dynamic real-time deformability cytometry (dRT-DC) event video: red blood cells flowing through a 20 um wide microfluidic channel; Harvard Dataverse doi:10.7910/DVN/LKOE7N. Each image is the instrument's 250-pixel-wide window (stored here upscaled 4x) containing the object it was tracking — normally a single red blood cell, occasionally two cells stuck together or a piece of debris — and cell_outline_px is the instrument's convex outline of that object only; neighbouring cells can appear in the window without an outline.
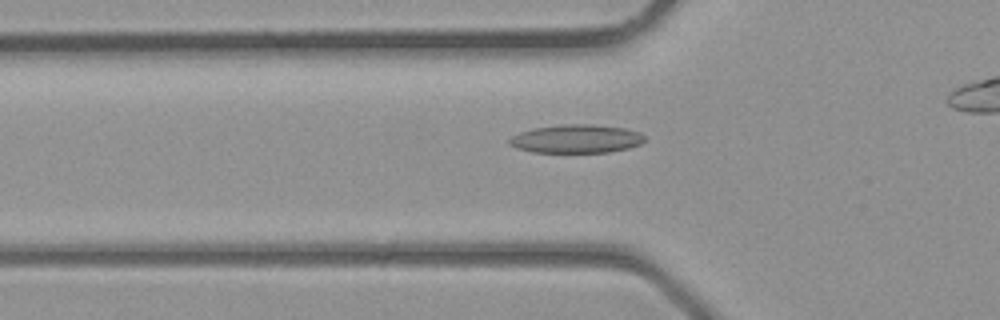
{"species": "common noctule bat (a hibernating species)", "species_latin": "Nyctalus noctula", "temperature_condition": "room temperature", "stored_images_in_passage": 24, "camera_frame_rate_fps": 3000, "um_per_image_px": 0.085, "animal": {"sex": "male", "body_mass_g": 23.1, "forearm_length_mm": 52.7}, "frame": {"image": 1, "passage_image": 2, "time_ms": 0.333, "image_size_px": [1000, 320], "cell_outline_px": [[644, 140], [640, 144], [628, 148], [608, 152], [532, 152], [516, 148], [508, 144], [508, 140], [512, 136], [520, 132], [532, 128], [560, 124], [588, 124], [624, 128], [640, 132], [644, 136]], "centroid_in_image_um": [48.95, 11.79], "position_along_channel_um": 76.9, "area_um2": 22.43}}
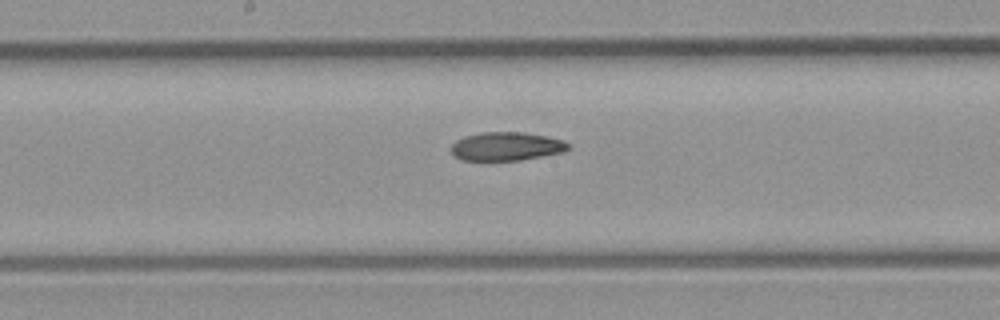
{"frame": {"image": 2, "passage_image": 9, "time_ms": 2.667, "image_size_px": [1000, 320], "cell_outline_px": [[572, 148], [564, 152], [520, 160], [460, 160], [448, 148], [456, 140], [464, 136], [484, 132], [524, 132], [564, 140], [572, 144]], "centroid_in_image_um": [43.07, 12.44], "position_along_channel_um": 205.1, "area_um2": 19.65}}
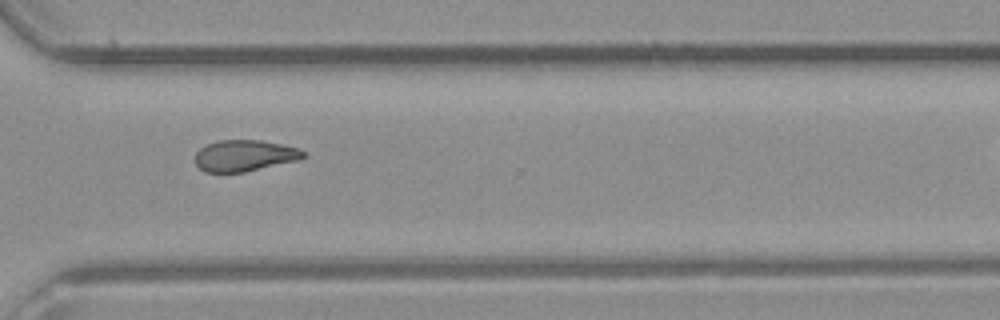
{"frame": {"image": 3, "passage_image": 17, "time_ms": 5.333, "image_size_px": [1000, 320], "cell_outline_px": [[304, 156], [300, 160], [244, 172], [204, 172], [196, 164], [196, 152], [200, 148], [208, 144], [220, 140], [260, 140], [284, 144], [300, 148], [304, 152]], "centroid_in_image_um": [20.81, 13.22], "position_along_channel_um": 349.8, "area_um2": 19.77}}